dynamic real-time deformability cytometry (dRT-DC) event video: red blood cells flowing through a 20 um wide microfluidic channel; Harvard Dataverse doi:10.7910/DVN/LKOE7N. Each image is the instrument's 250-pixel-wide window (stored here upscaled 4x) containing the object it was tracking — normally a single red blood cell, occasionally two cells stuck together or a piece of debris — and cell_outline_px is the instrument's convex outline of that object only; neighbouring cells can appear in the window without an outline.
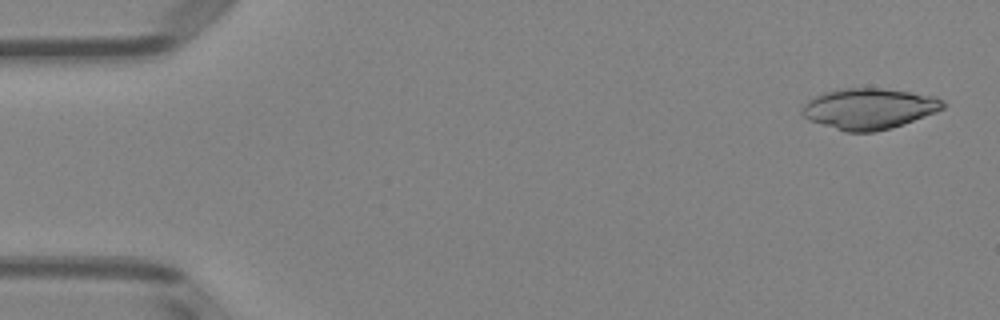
{"species": "Egyptian fruit bat (a non-hibernating species)", "species_latin": "Rousettus aegyptiacus", "temperature_condition": "room temperature", "stored_images_in_passage": 50, "camera_frame_rate_fps": 3000, "um_per_image_px": 0.085, "animal": {"sex": "female"}, "frame": {"image": 1, "passage_image": 2, "time_ms": 0.333, "image_size_px": [1000, 320], "cell_outline_px": [[944, 108], [936, 112], [892, 128], [876, 132], [844, 132], [808, 120], [800, 112], [804, 104], [808, 100], [824, 92], [840, 88], [884, 88], [912, 92], [936, 96], [944, 100]], "centroid_in_image_um": [73.86, 9.24], "position_along_channel_um": 11.1, "area_um2": 33.81}}
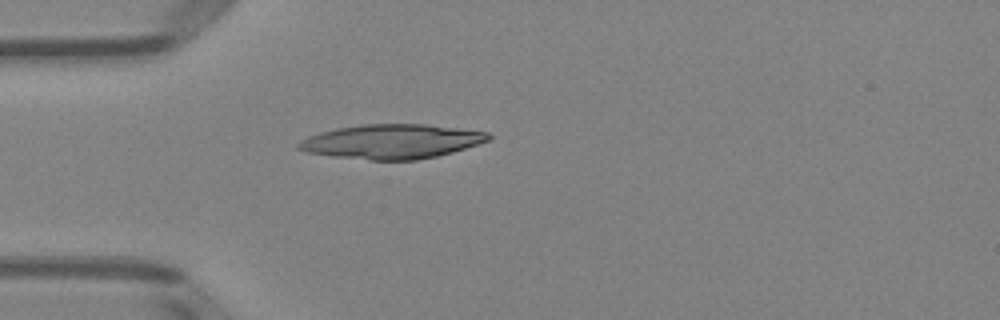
{"frame": {"image": 2, "passage_image": 14, "time_ms": 4.333, "image_size_px": [1000, 320], "cell_outline_px": [[492, 136], [488, 140], [452, 152], [436, 156], [416, 160], [368, 160], [332, 156], [308, 152], [296, 148], [296, 144], [300, 140], [308, 136], [320, 132], [336, 128], [360, 124], [424, 124], [488, 132]], "centroid_in_image_um": [33.23, 12.02], "position_along_channel_um": 51.8, "area_um2": 37.92}}
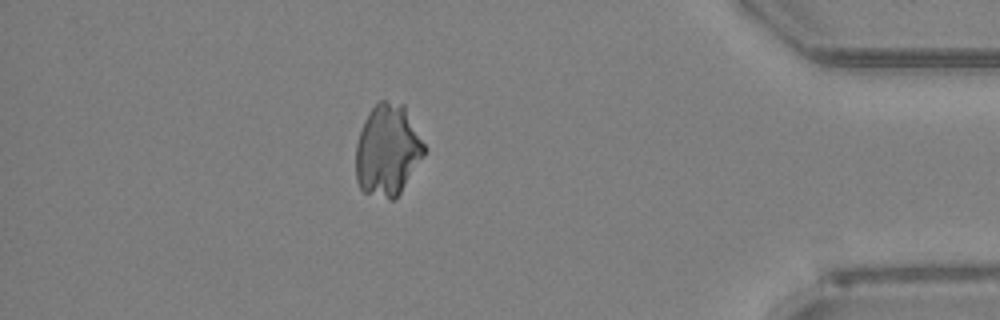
{"frame": {"image": 3, "passage_image": 44, "time_ms": 14.333, "image_size_px": [1000, 320], "cell_outline_px": [[428, 148], [424, 156], [400, 192], [392, 200], [388, 200], [364, 192], [360, 188], [356, 180], [356, 144], [364, 120], [368, 112], [380, 100], [384, 100], [404, 104]], "centroid_in_image_um": [32.96, 12.75], "position_along_channel_um": 402.2, "area_um2": 36.82}}